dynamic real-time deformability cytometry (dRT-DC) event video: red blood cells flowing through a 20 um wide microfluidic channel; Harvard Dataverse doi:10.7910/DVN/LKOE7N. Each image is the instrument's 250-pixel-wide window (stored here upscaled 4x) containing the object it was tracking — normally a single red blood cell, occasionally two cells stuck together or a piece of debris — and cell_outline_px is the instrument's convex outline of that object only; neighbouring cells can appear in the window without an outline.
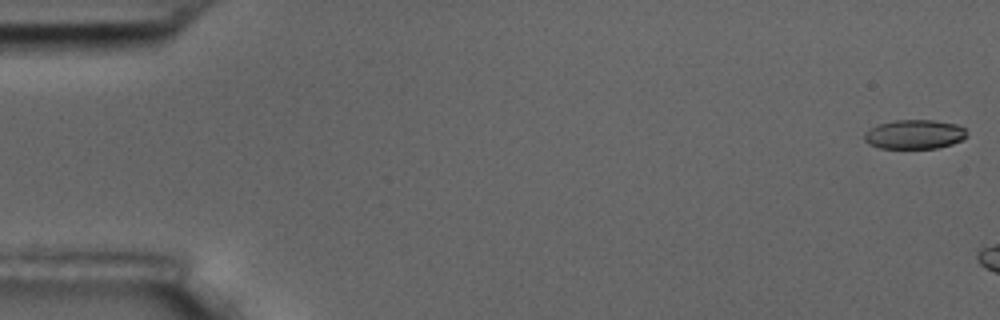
{"species": "common noctule bat (a hibernating species)", "species_latin": "Nyctalus noctula", "temperature_condition": "room temperature", "stored_images_in_passage": 3, "camera_frame_rate_fps": 3000, "um_per_image_px": 0.085, "animal": {"sex": "male", "body_mass_g": 17.5, "forearm_length_mm": 52.3}, "frame": {"image": 1, "passage_image": 1, "time_ms": 0.0, "image_size_px": [1000, 320], "cell_outline_px": [[968, 136], [964, 140], [952, 144], [936, 148], [880, 148], [868, 144], [864, 140], [864, 132], [880, 124], [896, 120], [936, 120], [956, 124], [964, 128]], "centroid_in_image_um": [77.76, 11.42], "position_along_channel_um": 7.2, "area_um2": 17.51}}